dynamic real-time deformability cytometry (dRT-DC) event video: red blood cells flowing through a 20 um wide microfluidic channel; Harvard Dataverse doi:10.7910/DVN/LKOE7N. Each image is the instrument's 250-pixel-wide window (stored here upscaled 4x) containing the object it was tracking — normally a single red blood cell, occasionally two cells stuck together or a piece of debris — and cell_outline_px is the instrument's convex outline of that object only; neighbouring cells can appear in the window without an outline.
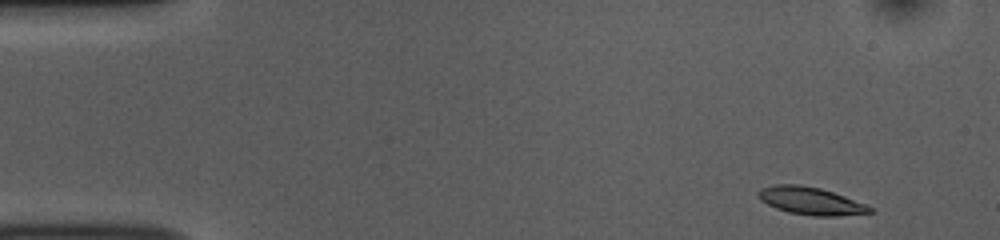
{"species": "common noctule bat (a hibernating species)", "species_latin": "Nyctalus noctula", "temperature_condition": "room temperature", "stored_images_in_passage": 49, "camera_frame_rate_fps": 3000, "um_per_image_px": 0.085, "animal": {"sex": "female", "body_mass_g": 10.0, "forearm_length_mm": 53.1}, "frame": {"image": 1, "passage_image": 1, "time_ms": 0.0, "image_size_px": [1000, 240], "cell_outline_px": [[872, 212], [836, 216], [812, 216], [788, 212], [776, 208], [760, 200], [756, 196], [756, 192], [760, 188], [776, 184], [800, 184], [820, 188], [844, 196], [864, 204], [872, 208]], "centroid_in_image_um": [68.83, 17.07], "position_along_channel_um": 16.2, "area_um2": 17.86}}
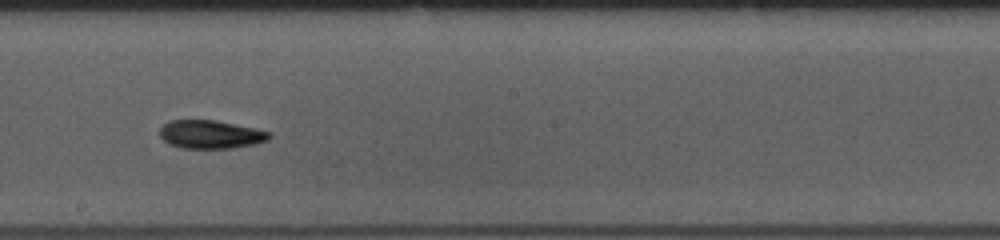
{"frame": {"image": 2, "passage_image": 26, "time_ms": 8.333, "image_size_px": [1000, 240], "cell_outline_px": [[272, 136], [268, 140], [256, 144], [232, 148], [180, 148], [168, 144], [160, 136], [160, 128], [168, 120], [216, 120], [256, 128], [272, 132]], "centroid_in_image_um": [17.93, 11.42], "position_along_channel_um": 230.3, "area_um2": 18.32}}
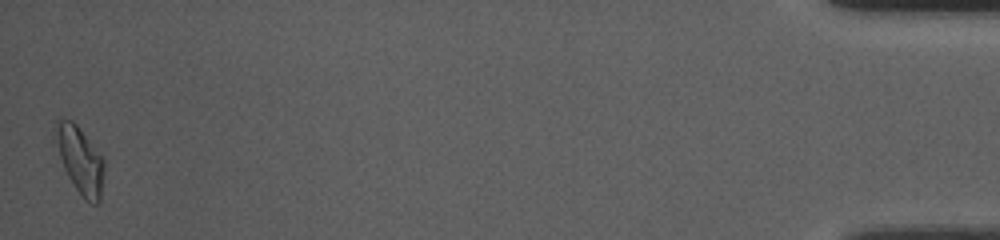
{"frame": {"image": 3, "passage_image": 49, "time_ms": 16.0, "image_size_px": [1000, 240], "cell_outline_px": [[104, 168], [100, 200], [96, 204], [92, 204], [84, 200], [80, 196], [68, 176], [64, 168], [60, 156], [56, 132], [56, 120], [72, 120], [76, 124], [104, 160]], "centroid_in_image_um": [6.84, 13.67], "position_along_channel_um": 428.4, "area_um2": 18.26}, "authors_computed_cell_mechanics": {"area_um2": 17.8024, "velocity_mm_per_s": 3.7695, "shape_relaxation_time_tau1_ms": 4.9473, "shape_relaxation_time_tau2_ms": 5.8694, "deformation_change_tau1": 0.1357, "deformation_change_tau2": 0.1266}}